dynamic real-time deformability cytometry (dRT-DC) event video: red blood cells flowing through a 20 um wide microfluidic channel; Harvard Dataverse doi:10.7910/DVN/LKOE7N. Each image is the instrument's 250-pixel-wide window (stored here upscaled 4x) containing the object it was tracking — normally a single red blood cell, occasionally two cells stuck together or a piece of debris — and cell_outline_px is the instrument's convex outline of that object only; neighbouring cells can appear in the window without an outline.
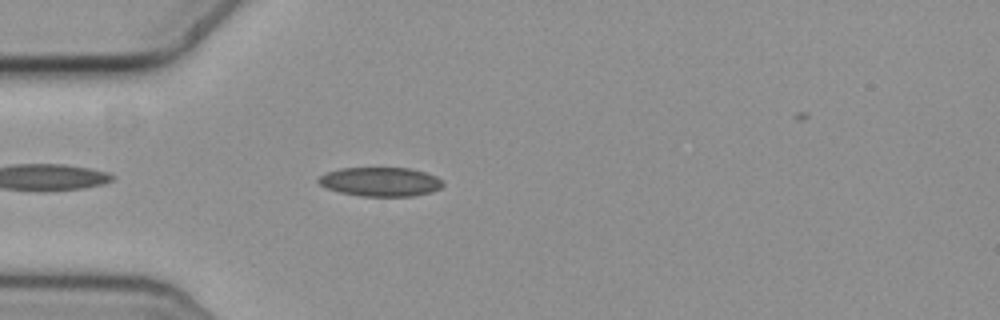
{"species": "common noctule bat (a hibernating species)", "species_latin": "Nyctalus noctula", "temperature_condition": "cold", "stored_images_in_passage": 18, "camera_frame_rate_fps": 3000, "um_per_image_px": 0.085, "animal": {"sex": "female", "body_mass_g": 19.3, "forearm_length_mm": 54.1}, "frame": {"image": 1, "passage_image": 4, "time_ms": 1.0, "image_size_px": [1000, 320], "cell_outline_px": [[444, 184], [440, 188], [432, 192], [412, 196], [360, 196], [340, 192], [328, 188], [320, 184], [316, 180], [320, 176], [328, 172], [340, 168], [408, 168], [424, 172], [436, 176]], "centroid_in_image_um": [32.34, 15.45], "position_along_channel_um": 52.7, "area_um2": 20.92}}
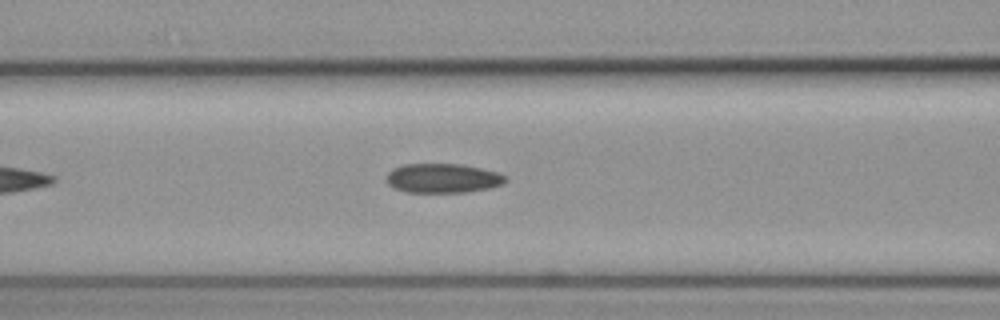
{"frame": {"image": 2, "passage_image": 11, "time_ms": 3.333, "image_size_px": [1000, 320], "cell_outline_px": [[508, 180], [504, 184], [488, 188], [468, 192], [408, 192], [396, 188], [388, 184], [384, 176], [392, 168], [404, 164], [460, 164], [480, 168], [496, 172], [504, 176]], "centroid_in_image_um": [37.61, 15.14], "position_along_channel_um": 129.0, "area_um2": 20.35}}
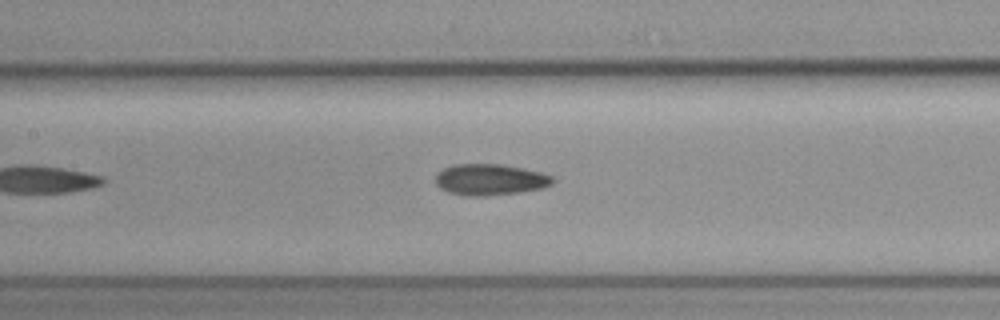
{"frame": {"image": 3, "passage_image": 14, "time_ms": 4.333, "image_size_px": [1000, 320], "cell_outline_px": [[556, 180], [552, 184], [544, 188], [520, 192], [488, 196], [468, 196], [448, 192], [440, 188], [436, 184], [436, 176], [444, 168], [456, 164], [500, 164], [524, 168], [540, 172], [552, 176]], "centroid_in_image_um": [41.7, 15.27], "position_along_channel_um": 165.7, "area_um2": 21.39}}